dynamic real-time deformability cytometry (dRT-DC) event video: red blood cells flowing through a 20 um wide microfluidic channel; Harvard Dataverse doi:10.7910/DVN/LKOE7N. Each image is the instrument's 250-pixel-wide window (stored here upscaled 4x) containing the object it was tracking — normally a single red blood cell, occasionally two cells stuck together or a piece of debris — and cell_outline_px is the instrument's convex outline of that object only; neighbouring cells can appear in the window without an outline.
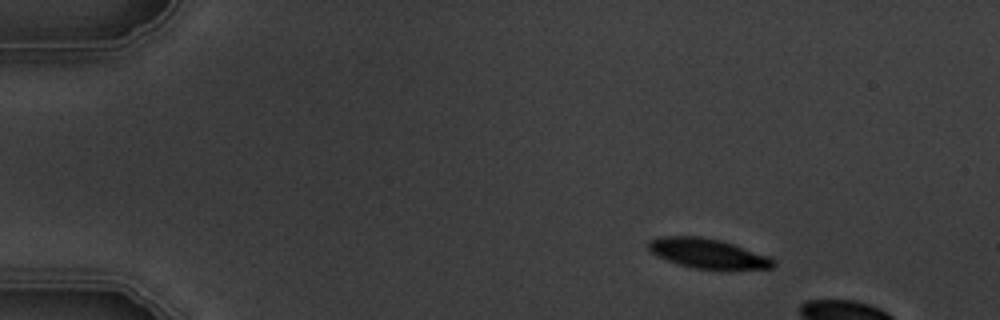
{"species": "common noctule bat (a hibernating species)", "species_latin": "Nyctalus noctula", "temperature_condition": "warm", "stored_images_in_passage": 4, "camera_frame_rate_fps": 3000, "um_per_image_px": 0.085, "animal": {"sex": "male", "body_mass_g": 19.5, "forearm_length_mm": 54.6}, "frame": {"image": 1, "passage_image": 2, "time_ms": 2.333, "image_size_px": [1000, 320], "cell_outline_px": [[776, 264], [772, 268], [692, 268], [656, 256], [648, 248], [648, 240], [660, 236], [700, 236], [720, 240], [768, 256]], "centroid_in_image_um": [60.08, 21.51], "position_along_channel_um": 24.9, "area_um2": 21.04}}